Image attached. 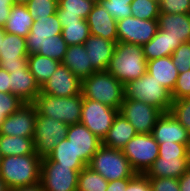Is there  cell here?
I'll return each mask as SVG.
<instances>
[{
	"instance_id": "35",
	"label": "cell",
	"mask_w": 190,
	"mask_h": 191,
	"mask_svg": "<svg viewBox=\"0 0 190 191\" xmlns=\"http://www.w3.org/2000/svg\"><path fill=\"white\" fill-rule=\"evenodd\" d=\"M68 45L62 37V34L46 38L40 47L38 54L62 62L67 51Z\"/></svg>"
},
{
	"instance_id": "32",
	"label": "cell",
	"mask_w": 190,
	"mask_h": 191,
	"mask_svg": "<svg viewBox=\"0 0 190 191\" xmlns=\"http://www.w3.org/2000/svg\"><path fill=\"white\" fill-rule=\"evenodd\" d=\"M0 153L2 157L36 154L33 137L0 134Z\"/></svg>"
},
{
	"instance_id": "33",
	"label": "cell",
	"mask_w": 190,
	"mask_h": 191,
	"mask_svg": "<svg viewBox=\"0 0 190 191\" xmlns=\"http://www.w3.org/2000/svg\"><path fill=\"white\" fill-rule=\"evenodd\" d=\"M62 27V37L68 46L84 44L90 36L87 20L79 22L60 23Z\"/></svg>"
},
{
	"instance_id": "53",
	"label": "cell",
	"mask_w": 190,
	"mask_h": 191,
	"mask_svg": "<svg viewBox=\"0 0 190 191\" xmlns=\"http://www.w3.org/2000/svg\"><path fill=\"white\" fill-rule=\"evenodd\" d=\"M7 189L4 181L0 178V191H7Z\"/></svg>"
},
{
	"instance_id": "37",
	"label": "cell",
	"mask_w": 190,
	"mask_h": 191,
	"mask_svg": "<svg viewBox=\"0 0 190 191\" xmlns=\"http://www.w3.org/2000/svg\"><path fill=\"white\" fill-rule=\"evenodd\" d=\"M132 1L133 0H97L116 21L132 16L130 8Z\"/></svg>"
},
{
	"instance_id": "30",
	"label": "cell",
	"mask_w": 190,
	"mask_h": 191,
	"mask_svg": "<svg viewBox=\"0 0 190 191\" xmlns=\"http://www.w3.org/2000/svg\"><path fill=\"white\" fill-rule=\"evenodd\" d=\"M42 161H54L64 166H71L73 170H82L87 165L76 155L71 142L64 138L54 149L42 158Z\"/></svg>"
},
{
	"instance_id": "1",
	"label": "cell",
	"mask_w": 190,
	"mask_h": 191,
	"mask_svg": "<svg viewBox=\"0 0 190 191\" xmlns=\"http://www.w3.org/2000/svg\"><path fill=\"white\" fill-rule=\"evenodd\" d=\"M41 162L37 154L2 157L0 178L8 189L40 183Z\"/></svg>"
},
{
	"instance_id": "11",
	"label": "cell",
	"mask_w": 190,
	"mask_h": 191,
	"mask_svg": "<svg viewBox=\"0 0 190 191\" xmlns=\"http://www.w3.org/2000/svg\"><path fill=\"white\" fill-rule=\"evenodd\" d=\"M119 113L127 119L137 133L151 134L162 112L143 101L124 98Z\"/></svg>"
},
{
	"instance_id": "2",
	"label": "cell",
	"mask_w": 190,
	"mask_h": 191,
	"mask_svg": "<svg viewBox=\"0 0 190 191\" xmlns=\"http://www.w3.org/2000/svg\"><path fill=\"white\" fill-rule=\"evenodd\" d=\"M107 71L124 85L140 78L147 72V60L143 47L126 42H117Z\"/></svg>"
},
{
	"instance_id": "38",
	"label": "cell",
	"mask_w": 190,
	"mask_h": 191,
	"mask_svg": "<svg viewBox=\"0 0 190 191\" xmlns=\"http://www.w3.org/2000/svg\"><path fill=\"white\" fill-rule=\"evenodd\" d=\"M26 7L34 19L52 16L57 11L58 0H29Z\"/></svg>"
},
{
	"instance_id": "29",
	"label": "cell",
	"mask_w": 190,
	"mask_h": 191,
	"mask_svg": "<svg viewBox=\"0 0 190 191\" xmlns=\"http://www.w3.org/2000/svg\"><path fill=\"white\" fill-rule=\"evenodd\" d=\"M34 18L29 13L26 5L14 4L3 29L6 33L27 37L33 25Z\"/></svg>"
},
{
	"instance_id": "36",
	"label": "cell",
	"mask_w": 190,
	"mask_h": 191,
	"mask_svg": "<svg viewBox=\"0 0 190 191\" xmlns=\"http://www.w3.org/2000/svg\"><path fill=\"white\" fill-rule=\"evenodd\" d=\"M130 8L132 16L139 19L157 20L160 14L159 0H133Z\"/></svg>"
},
{
	"instance_id": "22",
	"label": "cell",
	"mask_w": 190,
	"mask_h": 191,
	"mask_svg": "<svg viewBox=\"0 0 190 191\" xmlns=\"http://www.w3.org/2000/svg\"><path fill=\"white\" fill-rule=\"evenodd\" d=\"M190 168V158H161L153 162L145 175L148 178L179 179Z\"/></svg>"
},
{
	"instance_id": "3",
	"label": "cell",
	"mask_w": 190,
	"mask_h": 191,
	"mask_svg": "<svg viewBox=\"0 0 190 191\" xmlns=\"http://www.w3.org/2000/svg\"><path fill=\"white\" fill-rule=\"evenodd\" d=\"M83 98L120 109L124 100V84L108 71H97L82 80Z\"/></svg>"
},
{
	"instance_id": "8",
	"label": "cell",
	"mask_w": 190,
	"mask_h": 191,
	"mask_svg": "<svg viewBox=\"0 0 190 191\" xmlns=\"http://www.w3.org/2000/svg\"><path fill=\"white\" fill-rule=\"evenodd\" d=\"M68 128L64 122L37 114L33 136L35 153L41 158L46 157L62 139L67 137Z\"/></svg>"
},
{
	"instance_id": "43",
	"label": "cell",
	"mask_w": 190,
	"mask_h": 191,
	"mask_svg": "<svg viewBox=\"0 0 190 191\" xmlns=\"http://www.w3.org/2000/svg\"><path fill=\"white\" fill-rule=\"evenodd\" d=\"M160 13L189 14L190 0H159Z\"/></svg>"
},
{
	"instance_id": "39",
	"label": "cell",
	"mask_w": 190,
	"mask_h": 191,
	"mask_svg": "<svg viewBox=\"0 0 190 191\" xmlns=\"http://www.w3.org/2000/svg\"><path fill=\"white\" fill-rule=\"evenodd\" d=\"M24 104L25 102L18 96L12 93L0 92V129L6 117L12 115Z\"/></svg>"
},
{
	"instance_id": "9",
	"label": "cell",
	"mask_w": 190,
	"mask_h": 191,
	"mask_svg": "<svg viewBox=\"0 0 190 191\" xmlns=\"http://www.w3.org/2000/svg\"><path fill=\"white\" fill-rule=\"evenodd\" d=\"M118 113L119 109L83 98L80 123L103 140Z\"/></svg>"
},
{
	"instance_id": "10",
	"label": "cell",
	"mask_w": 190,
	"mask_h": 191,
	"mask_svg": "<svg viewBox=\"0 0 190 191\" xmlns=\"http://www.w3.org/2000/svg\"><path fill=\"white\" fill-rule=\"evenodd\" d=\"M80 171L54 161H42L40 184L44 191H77Z\"/></svg>"
},
{
	"instance_id": "44",
	"label": "cell",
	"mask_w": 190,
	"mask_h": 191,
	"mask_svg": "<svg viewBox=\"0 0 190 191\" xmlns=\"http://www.w3.org/2000/svg\"><path fill=\"white\" fill-rule=\"evenodd\" d=\"M172 100L190 97V70L179 73L176 85L171 92Z\"/></svg>"
},
{
	"instance_id": "25",
	"label": "cell",
	"mask_w": 190,
	"mask_h": 191,
	"mask_svg": "<svg viewBox=\"0 0 190 191\" xmlns=\"http://www.w3.org/2000/svg\"><path fill=\"white\" fill-rule=\"evenodd\" d=\"M97 0H58L57 16L60 23L86 20Z\"/></svg>"
},
{
	"instance_id": "6",
	"label": "cell",
	"mask_w": 190,
	"mask_h": 191,
	"mask_svg": "<svg viewBox=\"0 0 190 191\" xmlns=\"http://www.w3.org/2000/svg\"><path fill=\"white\" fill-rule=\"evenodd\" d=\"M88 167L101 174L108 182L134 178L137 175L121 150L105 145H101L95 152Z\"/></svg>"
},
{
	"instance_id": "17",
	"label": "cell",
	"mask_w": 190,
	"mask_h": 191,
	"mask_svg": "<svg viewBox=\"0 0 190 191\" xmlns=\"http://www.w3.org/2000/svg\"><path fill=\"white\" fill-rule=\"evenodd\" d=\"M151 134L158 143L190 144V132L170 112L158 117Z\"/></svg>"
},
{
	"instance_id": "48",
	"label": "cell",
	"mask_w": 190,
	"mask_h": 191,
	"mask_svg": "<svg viewBox=\"0 0 190 191\" xmlns=\"http://www.w3.org/2000/svg\"><path fill=\"white\" fill-rule=\"evenodd\" d=\"M133 178H123L115 181H109L106 191H125L128 183Z\"/></svg>"
},
{
	"instance_id": "4",
	"label": "cell",
	"mask_w": 190,
	"mask_h": 191,
	"mask_svg": "<svg viewBox=\"0 0 190 191\" xmlns=\"http://www.w3.org/2000/svg\"><path fill=\"white\" fill-rule=\"evenodd\" d=\"M83 96L56 97L39 93L33 102L37 114L51 117L70 126L80 123Z\"/></svg>"
},
{
	"instance_id": "14",
	"label": "cell",
	"mask_w": 190,
	"mask_h": 191,
	"mask_svg": "<svg viewBox=\"0 0 190 191\" xmlns=\"http://www.w3.org/2000/svg\"><path fill=\"white\" fill-rule=\"evenodd\" d=\"M37 118L33 103H25L12 115L6 117L0 134L7 136L33 137Z\"/></svg>"
},
{
	"instance_id": "24",
	"label": "cell",
	"mask_w": 190,
	"mask_h": 191,
	"mask_svg": "<svg viewBox=\"0 0 190 191\" xmlns=\"http://www.w3.org/2000/svg\"><path fill=\"white\" fill-rule=\"evenodd\" d=\"M68 67L81 81L96 72L83 44L68 46L61 62Z\"/></svg>"
},
{
	"instance_id": "19",
	"label": "cell",
	"mask_w": 190,
	"mask_h": 191,
	"mask_svg": "<svg viewBox=\"0 0 190 191\" xmlns=\"http://www.w3.org/2000/svg\"><path fill=\"white\" fill-rule=\"evenodd\" d=\"M86 20L90 35L102 37L116 43L118 42L117 21L98 2L95 3Z\"/></svg>"
},
{
	"instance_id": "50",
	"label": "cell",
	"mask_w": 190,
	"mask_h": 191,
	"mask_svg": "<svg viewBox=\"0 0 190 191\" xmlns=\"http://www.w3.org/2000/svg\"><path fill=\"white\" fill-rule=\"evenodd\" d=\"M180 191H190V168L178 179Z\"/></svg>"
},
{
	"instance_id": "27",
	"label": "cell",
	"mask_w": 190,
	"mask_h": 191,
	"mask_svg": "<svg viewBox=\"0 0 190 191\" xmlns=\"http://www.w3.org/2000/svg\"><path fill=\"white\" fill-rule=\"evenodd\" d=\"M147 72L170 92L173 91L179 72L173 64L171 56L147 61Z\"/></svg>"
},
{
	"instance_id": "42",
	"label": "cell",
	"mask_w": 190,
	"mask_h": 191,
	"mask_svg": "<svg viewBox=\"0 0 190 191\" xmlns=\"http://www.w3.org/2000/svg\"><path fill=\"white\" fill-rule=\"evenodd\" d=\"M171 59L179 73L190 70V42L181 43L171 54Z\"/></svg>"
},
{
	"instance_id": "49",
	"label": "cell",
	"mask_w": 190,
	"mask_h": 191,
	"mask_svg": "<svg viewBox=\"0 0 190 191\" xmlns=\"http://www.w3.org/2000/svg\"><path fill=\"white\" fill-rule=\"evenodd\" d=\"M0 92L11 93L10 74L0 67Z\"/></svg>"
},
{
	"instance_id": "41",
	"label": "cell",
	"mask_w": 190,
	"mask_h": 191,
	"mask_svg": "<svg viewBox=\"0 0 190 191\" xmlns=\"http://www.w3.org/2000/svg\"><path fill=\"white\" fill-rule=\"evenodd\" d=\"M170 113L190 132V97L173 100Z\"/></svg>"
},
{
	"instance_id": "18",
	"label": "cell",
	"mask_w": 190,
	"mask_h": 191,
	"mask_svg": "<svg viewBox=\"0 0 190 191\" xmlns=\"http://www.w3.org/2000/svg\"><path fill=\"white\" fill-rule=\"evenodd\" d=\"M62 34V27L57 13L47 17H37L26 37L28 55L39 51L46 38Z\"/></svg>"
},
{
	"instance_id": "31",
	"label": "cell",
	"mask_w": 190,
	"mask_h": 191,
	"mask_svg": "<svg viewBox=\"0 0 190 191\" xmlns=\"http://www.w3.org/2000/svg\"><path fill=\"white\" fill-rule=\"evenodd\" d=\"M28 67L40 87L52 76L61 62L38 53L28 55Z\"/></svg>"
},
{
	"instance_id": "5",
	"label": "cell",
	"mask_w": 190,
	"mask_h": 191,
	"mask_svg": "<svg viewBox=\"0 0 190 191\" xmlns=\"http://www.w3.org/2000/svg\"><path fill=\"white\" fill-rule=\"evenodd\" d=\"M124 98L143 101L162 113L170 112L173 101L171 92L148 72L124 85Z\"/></svg>"
},
{
	"instance_id": "34",
	"label": "cell",
	"mask_w": 190,
	"mask_h": 191,
	"mask_svg": "<svg viewBox=\"0 0 190 191\" xmlns=\"http://www.w3.org/2000/svg\"><path fill=\"white\" fill-rule=\"evenodd\" d=\"M108 181L90 167H84L79 173L77 191H106Z\"/></svg>"
},
{
	"instance_id": "54",
	"label": "cell",
	"mask_w": 190,
	"mask_h": 191,
	"mask_svg": "<svg viewBox=\"0 0 190 191\" xmlns=\"http://www.w3.org/2000/svg\"><path fill=\"white\" fill-rule=\"evenodd\" d=\"M29 0H14L15 4H23L26 5Z\"/></svg>"
},
{
	"instance_id": "40",
	"label": "cell",
	"mask_w": 190,
	"mask_h": 191,
	"mask_svg": "<svg viewBox=\"0 0 190 191\" xmlns=\"http://www.w3.org/2000/svg\"><path fill=\"white\" fill-rule=\"evenodd\" d=\"M161 158H190V144L158 143Z\"/></svg>"
},
{
	"instance_id": "20",
	"label": "cell",
	"mask_w": 190,
	"mask_h": 191,
	"mask_svg": "<svg viewBox=\"0 0 190 191\" xmlns=\"http://www.w3.org/2000/svg\"><path fill=\"white\" fill-rule=\"evenodd\" d=\"M83 45L90 58L92 68L96 72L107 71L116 42L90 35Z\"/></svg>"
},
{
	"instance_id": "51",
	"label": "cell",
	"mask_w": 190,
	"mask_h": 191,
	"mask_svg": "<svg viewBox=\"0 0 190 191\" xmlns=\"http://www.w3.org/2000/svg\"><path fill=\"white\" fill-rule=\"evenodd\" d=\"M7 191H44V190L42 188V185L40 183H37L31 186L7 189Z\"/></svg>"
},
{
	"instance_id": "46",
	"label": "cell",
	"mask_w": 190,
	"mask_h": 191,
	"mask_svg": "<svg viewBox=\"0 0 190 191\" xmlns=\"http://www.w3.org/2000/svg\"><path fill=\"white\" fill-rule=\"evenodd\" d=\"M125 191H151L149 178L145 174H137L128 183Z\"/></svg>"
},
{
	"instance_id": "16",
	"label": "cell",
	"mask_w": 190,
	"mask_h": 191,
	"mask_svg": "<svg viewBox=\"0 0 190 191\" xmlns=\"http://www.w3.org/2000/svg\"><path fill=\"white\" fill-rule=\"evenodd\" d=\"M66 138L71 142L76 155H78L87 166L92 156L102 145V140L81 123L70 125Z\"/></svg>"
},
{
	"instance_id": "47",
	"label": "cell",
	"mask_w": 190,
	"mask_h": 191,
	"mask_svg": "<svg viewBox=\"0 0 190 191\" xmlns=\"http://www.w3.org/2000/svg\"><path fill=\"white\" fill-rule=\"evenodd\" d=\"M14 4V0H0V27H4Z\"/></svg>"
},
{
	"instance_id": "7",
	"label": "cell",
	"mask_w": 190,
	"mask_h": 191,
	"mask_svg": "<svg viewBox=\"0 0 190 191\" xmlns=\"http://www.w3.org/2000/svg\"><path fill=\"white\" fill-rule=\"evenodd\" d=\"M121 151L137 174H145L159 156V144L152 134L137 133Z\"/></svg>"
},
{
	"instance_id": "13",
	"label": "cell",
	"mask_w": 190,
	"mask_h": 191,
	"mask_svg": "<svg viewBox=\"0 0 190 191\" xmlns=\"http://www.w3.org/2000/svg\"><path fill=\"white\" fill-rule=\"evenodd\" d=\"M26 38L6 33L0 47V67L11 73V70L29 69Z\"/></svg>"
},
{
	"instance_id": "28",
	"label": "cell",
	"mask_w": 190,
	"mask_h": 191,
	"mask_svg": "<svg viewBox=\"0 0 190 191\" xmlns=\"http://www.w3.org/2000/svg\"><path fill=\"white\" fill-rule=\"evenodd\" d=\"M182 43L158 29L156 35L143 47V53L147 61L161 57L171 56L175 49Z\"/></svg>"
},
{
	"instance_id": "23",
	"label": "cell",
	"mask_w": 190,
	"mask_h": 191,
	"mask_svg": "<svg viewBox=\"0 0 190 191\" xmlns=\"http://www.w3.org/2000/svg\"><path fill=\"white\" fill-rule=\"evenodd\" d=\"M158 29L167 35L183 42H190V13L189 14H165L160 13Z\"/></svg>"
},
{
	"instance_id": "45",
	"label": "cell",
	"mask_w": 190,
	"mask_h": 191,
	"mask_svg": "<svg viewBox=\"0 0 190 191\" xmlns=\"http://www.w3.org/2000/svg\"><path fill=\"white\" fill-rule=\"evenodd\" d=\"M151 191H180L179 181L175 178H149Z\"/></svg>"
},
{
	"instance_id": "12",
	"label": "cell",
	"mask_w": 190,
	"mask_h": 191,
	"mask_svg": "<svg viewBox=\"0 0 190 191\" xmlns=\"http://www.w3.org/2000/svg\"><path fill=\"white\" fill-rule=\"evenodd\" d=\"M118 42L132 43L143 46L158 31L157 20H146L130 16L117 21Z\"/></svg>"
},
{
	"instance_id": "21",
	"label": "cell",
	"mask_w": 190,
	"mask_h": 191,
	"mask_svg": "<svg viewBox=\"0 0 190 191\" xmlns=\"http://www.w3.org/2000/svg\"><path fill=\"white\" fill-rule=\"evenodd\" d=\"M9 74L11 93L18 96L25 103H33L41 92V87L30 73V70H11Z\"/></svg>"
},
{
	"instance_id": "52",
	"label": "cell",
	"mask_w": 190,
	"mask_h": 191,
	"mask_svg": "<svg viewBox=\"0 0 190 191\" xmlns=\"http://www.w3.org/2000/svg\"><path fill=\"white\" fill-rule=\"evenodd\" d=\"M4 34H5V31H4L3 27H0V47L2 46Z\"/></svg>"
},
{
	"instance_id": "26",
	"label": "cell",
	"mask_w": 190,
	"mask_h": 191,
	"mask_svg": "<svg viewBox=\"0 0 190 191\" xmlns=\"http://www.w3.org/2000/svg\"><path fill=\"white\" fill-rule=\"evenodd\" d=\"M137 132L134 126L120 113L115 117L112 126L102 140V145L122 150L127 142L132 139Z\"/></svg>"
},
{
	"instance_id": "15",
	"label": "cell",
	"mask_w": 190,
	"mask_h": 191,
	"mask_svg": "<svg viewBox=\"0 0 190 191\" xmlns=\"http://www.w3.org/2000/svg\"><path fill=\"white\" fill-rule=\"evenodd\" d=\"M82 81L63 65L42 85L41 93L56 97H71L81 93Z\"/></svg>"
}]
</instances>
